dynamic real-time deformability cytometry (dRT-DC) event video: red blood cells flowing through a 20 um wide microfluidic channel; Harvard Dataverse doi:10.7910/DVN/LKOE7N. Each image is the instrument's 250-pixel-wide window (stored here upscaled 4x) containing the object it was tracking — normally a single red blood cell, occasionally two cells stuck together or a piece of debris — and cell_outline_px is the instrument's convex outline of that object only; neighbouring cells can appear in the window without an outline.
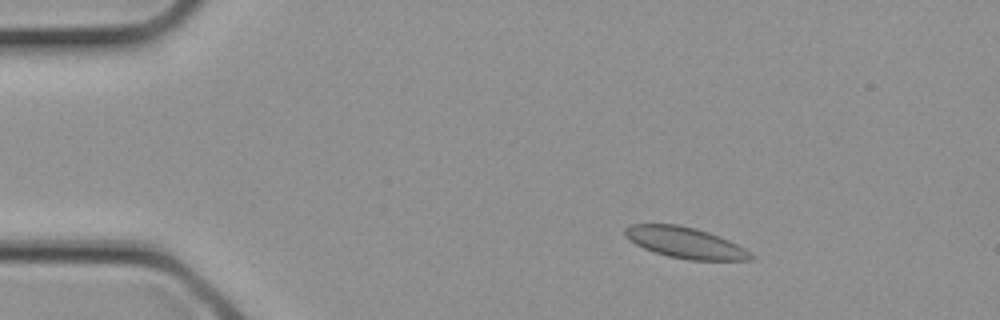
{"species": "common noctule bat (a hibernating species)", "species_latin": "Nyctalus noctula", "temperature_condition": "cold", "stored_images_in_passage": 2, "camera_frame_rate_fps": 3000, "um_per_image_px": 0.085, "animal": {"sex": "female", "body_mass_g": 21.9}, "frame": {"image": 1, "passage_image": 1, "time_ms": 0.0, "image_size_px": [1000, 320], "cell_outline_px": [[756, 256], [752, 260], [688, 260], [668, 256], [644, 248], [636, 244], [624, 236], [624, 228], [632, 224], [680, 224], [696, 228], [708, 232], [728, 240], [744, 248]], "centroid_in_image_um": [58.25, 20.62], "position_along_channel_um": 26.8, "area_um2": 22.72}}
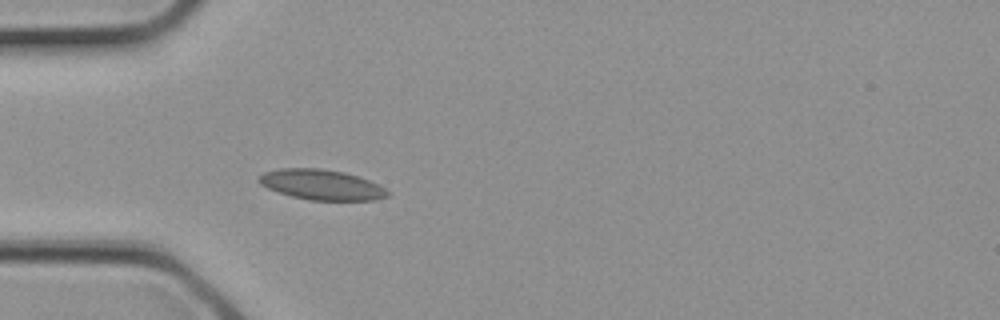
{"frame": {"image": 2, "passage_image": 2, "time_ms": 0.333, "image_size_px": [1000, 320], "cell_outline_px": [[392, 192], [388, 196], [372, 200], [308, 200], [292, 196], [268, 188], [260, 184], [256, 180], [256, 176], [264, 172], [280, 168], [320, 168], [344, 172], [368, 180]], "centroid_in_image_um": [27.29, 15.69], "position_along_channel_um": 57.7, "area_um2": 22.66}}